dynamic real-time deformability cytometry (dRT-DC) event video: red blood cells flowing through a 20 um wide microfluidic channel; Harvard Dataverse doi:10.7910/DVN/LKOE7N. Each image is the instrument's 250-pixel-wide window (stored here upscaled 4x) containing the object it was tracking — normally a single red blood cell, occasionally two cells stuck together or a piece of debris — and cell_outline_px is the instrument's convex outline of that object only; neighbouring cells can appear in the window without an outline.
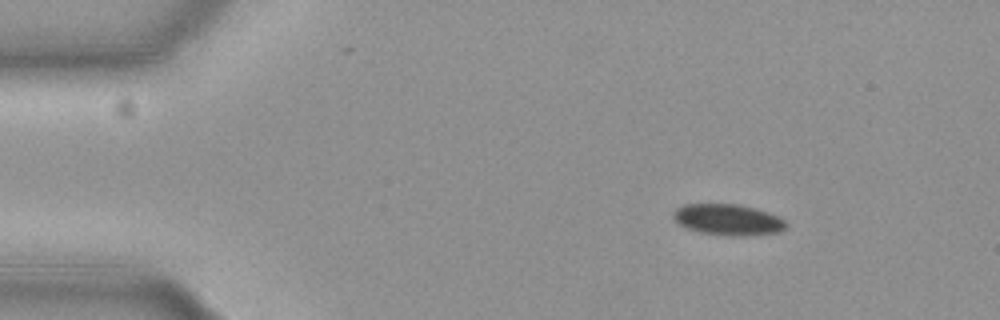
{"species": "common noctule bat (a hibernating species)", "species_latin": "Nyctalus noctula", "temperature_condition": "cold", "stored_images_in_passage": 49, "camera_frame_rate_fps": 3000, "um_per_image_px": 0.085, "animal": {"sex": "female", "body_mass_g": 19.3, "forearm_length_mm": 54.1}, "frame": {"image": 1, "passage_image": 1, "time_ms": 0.0, "image_size_px": [1000, 320], "cell_outline_px": [[788, 224], [780, 232], [744, 236], [728, 236], [700, 232], [688, 228], [680, 224], [672, 216], [672, 212], [676, 208], [684, 204], [740, 204], [776, 216], [784, 220]], "centroid_in_image_um": [61.85, 18.68], "position_along_channel_um": 23.2, "area_um2": 20.23}}
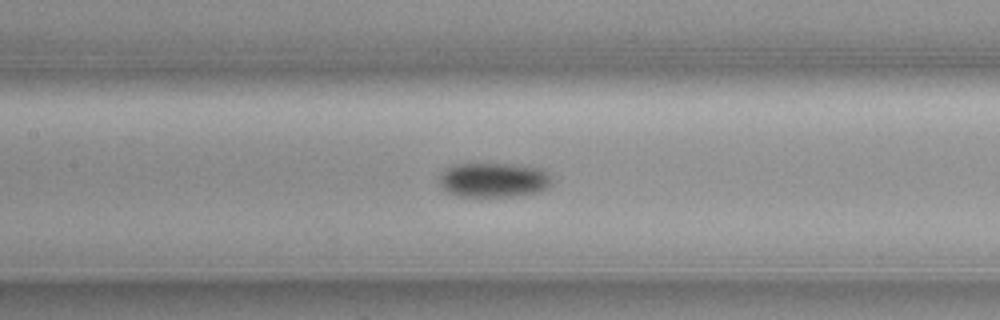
{"frame": {"image": 2, "passage_image": 19, "time_ms": 6.0, "image_size_px": [1000, 320], "cell_outline_px": [[552, 184], [548, 188], [540, 192], [512, 196], [456, 196], [448, 192], [440, 184], [440, 172], [456, 164], [520, 164], [544, 168], [548, 172], [552, 180]], "centroid_in_image_um": [42.03, 15.29], "position_along_channel_um": 165.4, "area_um2": 22.95}}
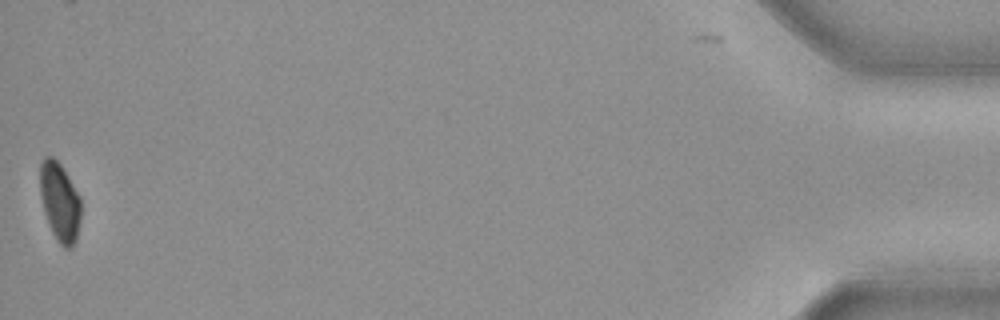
{"frame": {"image": 3, "passage_image": 49, "time_ms": 16.0, "image_size_px": [1000, 320], "cell_outline_px": [[80, 220], [76, 240], [72, 248], [64, 248], [56, 240], [48, 224], [44, 212], [40, 192], [40, 164], [44, 156], [52, 156], [60, 164], [68, 176], [80, 196]], "centroid_in_image_um": [5.07, 17.17], "position_along_channel_um": 430.1, "area_um2": 18.84}, "authors_computed_cell_mechanics": {"area_um2": 21.5594, "velocity_mm_per_s": 3.6889, "shape_relaxation_time_tau1_ms": 1.3522, "shape_relaxation_time_tau2_ms": null, "deformation_change_tau1": 0.071, "deformation_change_tau2": null}}